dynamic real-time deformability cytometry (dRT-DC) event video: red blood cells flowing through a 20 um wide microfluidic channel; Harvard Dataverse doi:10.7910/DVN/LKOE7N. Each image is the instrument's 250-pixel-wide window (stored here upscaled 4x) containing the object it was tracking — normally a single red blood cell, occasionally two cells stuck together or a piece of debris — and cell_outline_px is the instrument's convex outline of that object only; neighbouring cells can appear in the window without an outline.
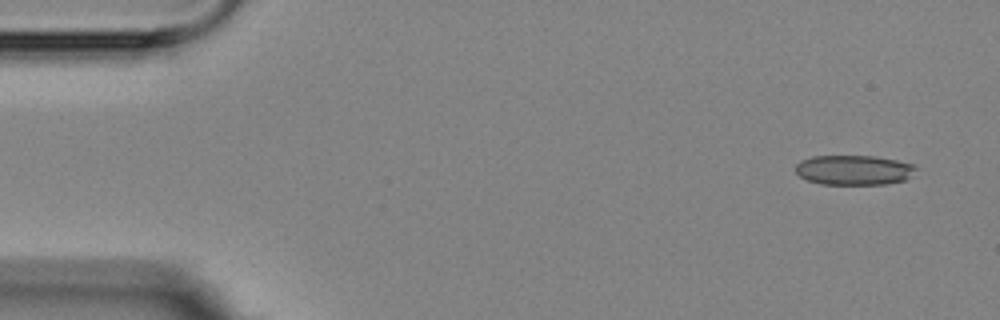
{"species": "Egyptian fruit bat (a non-hibernating species)", "species_latin": "Rousettus aegyptiacus", "temperature_condition": "room temperature", "stored_images_in_passage": 8, "camera_frame_rate_fps": 3000, "um_per_image_px": 0.085, "animal": {"sex": "female"}, "frame": {"image": 1, "passage_image": 1, "time_ms": 0.0, "image_size_px": [1000, 320], "cell_outline_px": [[916, 168], [904, 180], [884, 184], [820, 184], [808, 180], [800, 176], [796, 172], [796, 164], [800, 160], [812, 156], [876, 156], [896, 160], [912, 164]], "centroid_in_image_um": [72.52, 14.44], "position_along_channel_um": 12.5, "area_um2": 20.69}}
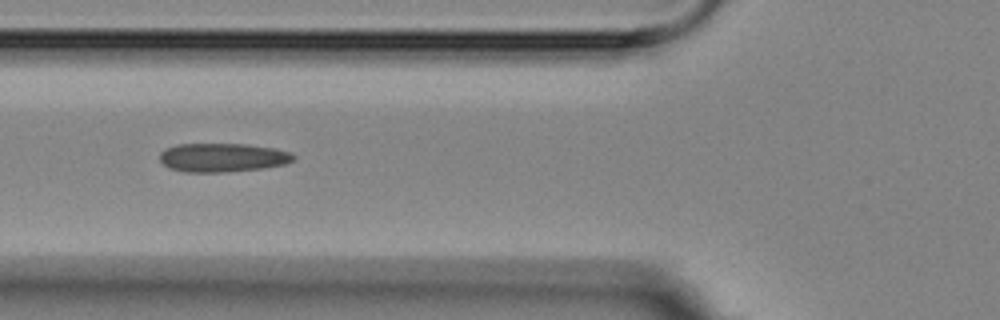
{"frame": {"image": 2, "passage_image": 6, "time_ms": 5.667, "image_size_px": [1000, 320], "cell_outline_px": [[296, 156], [292, 160], [284, 164], [260, 168], [224, 172], [184, 172], [168, 168], [160, 160], [160, 152], [164, 148], [176, 144], [248, 144], [272, 148], [292, 152]], "centroid_in_image_um": [18.87, 13.38], "position_along_channel_um": 106.9, "area_um2": 22.43}}
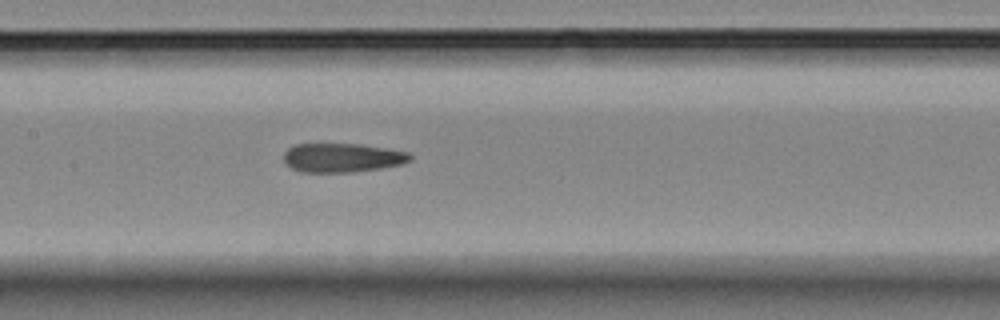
{"frame": {"image": 3, "passage_image": 8, "time_ms": 7.667, "image_size_px": [1000, 320], "cell_outline_px": [[412, 160], [400, 164], [380, 168], [352, 172], [304, 172], [292, 168], [284, 160], [284, 152], [288, 148], [296, 144], [360, 144], [408, 152], [412, 156]], "centroid_in_image_um": [29.09, 13.4], "position_along_channel_um": 178.3, "area_um2": 21.15}}